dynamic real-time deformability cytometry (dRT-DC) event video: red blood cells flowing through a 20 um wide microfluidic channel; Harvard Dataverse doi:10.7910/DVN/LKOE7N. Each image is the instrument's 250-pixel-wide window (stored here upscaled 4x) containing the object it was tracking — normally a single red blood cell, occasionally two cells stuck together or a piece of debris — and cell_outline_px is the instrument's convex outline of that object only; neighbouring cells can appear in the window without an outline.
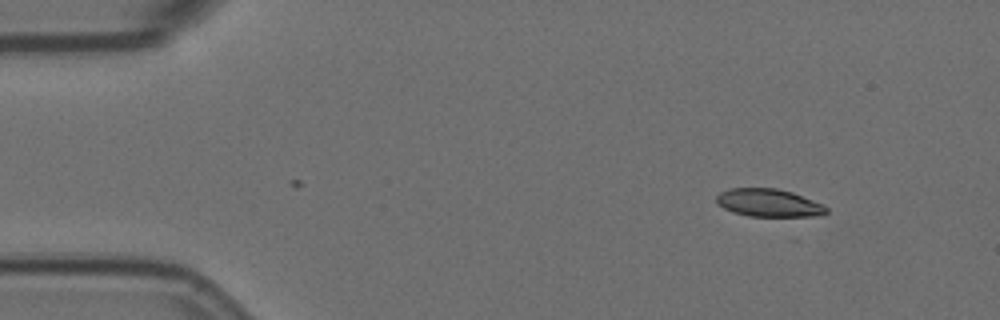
{"species": "Egyptian fruit bat (a non-hibernating species)", "species_latin": "Rousettus aegyptiacus", "temperature_condition": "room temperature", "stored_images_in_passage": 5, "camera_frame_rate_fps": 3000, "um_per_image_px": 0.085, "animal": {"sex": "female"}, "frame": {"image": 1, "passage_image": 1, "time_ms": 0.0, "image_size_px": [1000, 320], "cell_outline_px": [[828, 212], [820, 216], [748, 216], [732, 212], [716, 204], [716, 196], [720, 192], [728, 188], [776, 188], [792, 192], [824, 204], [828, 208]], "centroid_in_image_um": [65.34, 17.24], "position_along_channel_um": 19.7, "area_um2": 18.03}}